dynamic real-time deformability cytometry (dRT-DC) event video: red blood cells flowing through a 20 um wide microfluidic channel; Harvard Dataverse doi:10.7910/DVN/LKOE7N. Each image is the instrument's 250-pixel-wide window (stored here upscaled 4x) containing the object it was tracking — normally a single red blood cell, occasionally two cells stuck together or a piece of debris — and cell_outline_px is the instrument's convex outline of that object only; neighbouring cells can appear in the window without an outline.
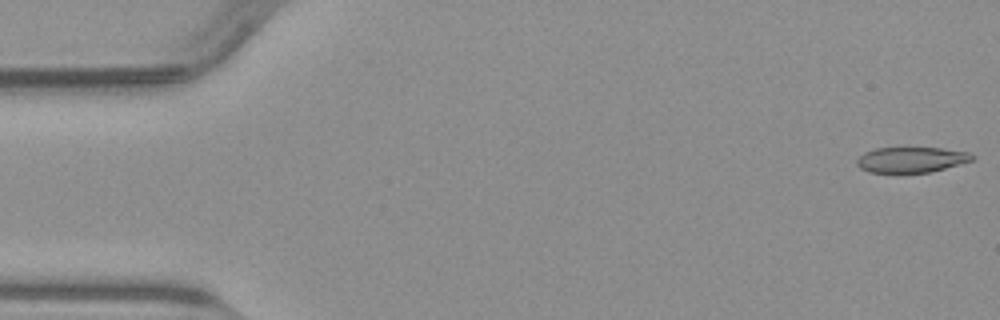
{"species": "common noctule bat (a hibernating species)", "species_latin": "Nyctalus noctula", "temperature_condition": "warm", "stored_images_in_passage": 50, "camera_frame_rate_fps": 3000, "um_per_image_px": 0.085, "animal": {"sex": "male", "body_mass_g": 23.1, "forearm_length_mm": 52.7}, "frame": {"image": 1, "passage_image": 1, "time_ms": 0.0, "image_size_px": [1000, 320], "cell_outline_px": [[976, 156], [972, 160], [932, 172], [868, 172], [860, 168], [856, 164], [856, 160], [864, 152], [876, 148], [940, 148], [968, 152]], "centroid_in_image_um": [77.44, 13.57], "position_along_channel_um": 7.6, "area_um2": 16.99}}
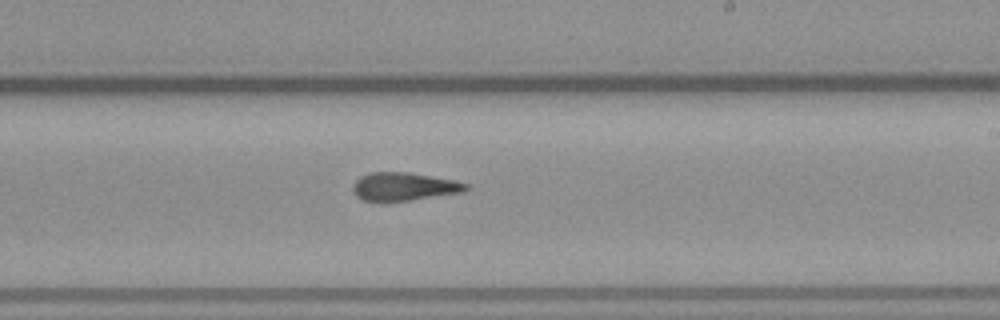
{"frame": {"image": 2, "passage_image": 29, "time_ms": 9.333, "image_size_px": [1000, 320], "cell_outline_px": [[468, 188], [464, 192], [408, 200], [364, 200], [356, 196], [352, 188], [352, 184], [360, 176], [368, 172], [408, 172], [456, 180], [468, 184]], "centroid_in_image_um": [34.34, 15.83], "position_along_channel_um": 254.7, "area_um2": 18.38}}
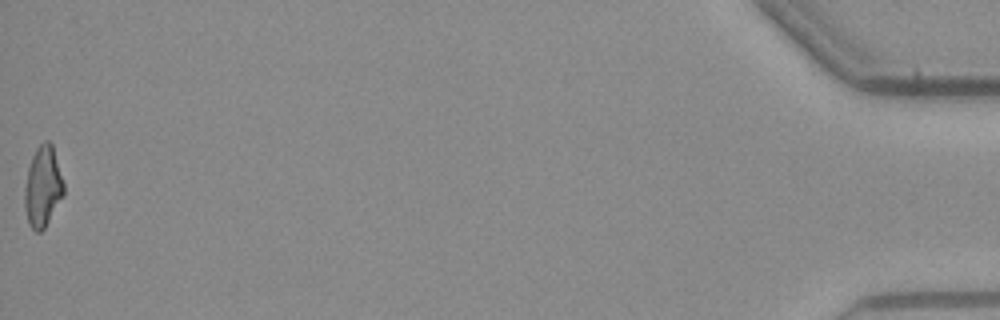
{"frame": {"image": 3, "passage_image": 50, "time_ms": 16.333, "image_size_px": [1000, 320], "cell_outline_px": [[64, 196], [44, 228], [40, 232], [36, 232], [28, 224], [24, 208], [24, 188], [28, 168], [32, 156], [36, 148], [44, 140], [48, 140], [52, 144], [64, 184]], "centroid_in_image_um": [3.63, 15.88], "position_along_channel_um": 431.6, "area_um2": 18.5}}